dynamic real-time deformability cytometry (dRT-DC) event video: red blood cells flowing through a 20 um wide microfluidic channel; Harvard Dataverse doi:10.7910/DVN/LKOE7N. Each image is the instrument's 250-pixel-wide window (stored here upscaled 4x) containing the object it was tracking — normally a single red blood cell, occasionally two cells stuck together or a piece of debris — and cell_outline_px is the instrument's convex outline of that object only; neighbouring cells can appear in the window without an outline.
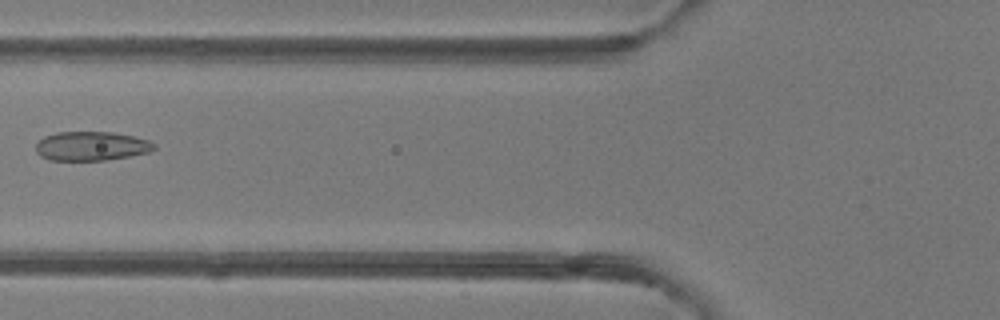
{"species": "common noctule bat (a hibernating species)", "species_latin": "Nyctalus noctula", "temperature_condition": "room temperature", "stored_images_in_passage": 8, "camera_frame_rate_fps": 3000, "um_per_image_px": 0.085, "animal": {"sex": "female"}, "frame": {"image": 1, "passage_image": 6, "time_ms": 6.0, "image_size_px": [1000, 320], "cell_outline_px": [[156, 148], [148, 152], [132, 156], [104, 160], [48, 160], [40, 156], [36, 152], [36, 144], [44, 136], [56, 132], [112, 132], [132, 136], [148, 140], [156, 144]], "centroid_in_image_um": [7.76, 12.42], "position_along_channel_um": 118.0, "area_um2": 20.11}}
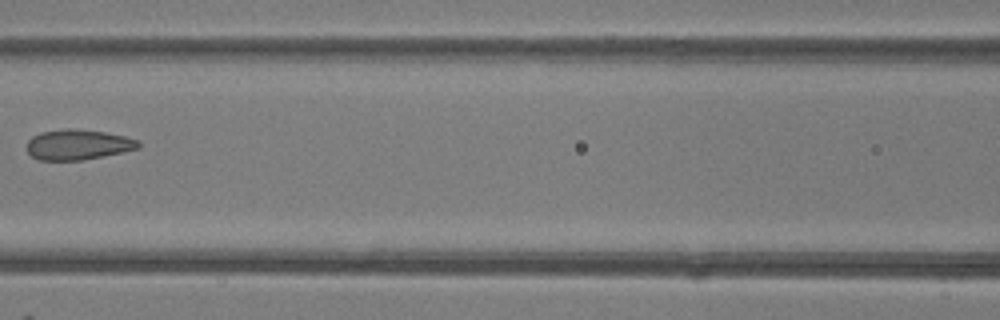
{"frame": {"image": 2, "passage_image": 7, "time_ms": 7.0, "image_size_px": [1000, 320], "cell_outline_px": [[140, 148], [80, 160], [40, 160], [32, 156], [28, 152], [28, 140], [32, 136], [40, 132], [64, 128], [72, 128], [104, 132], [124, 136], [140, 140]], "centroid_in_image_um": [6.61, 12.28], "position_along_channel_um": 160.0, "area_um2": 19.54}}
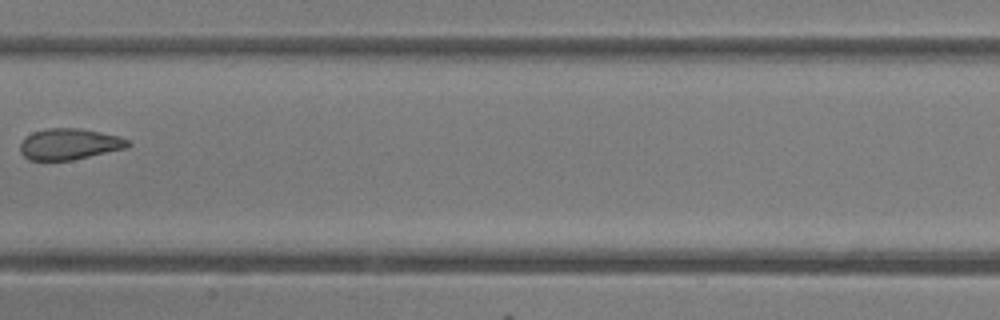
{"frame": {"image": 3, "passage_image": 8, "time_ms": 8.0, "image_size_px": [1000, 320], "cell_outline_px": [[132, 144], [128, 148], [72, 160], [28, 160], [20, 152], [20, 144], [32, 132], [48, 128], [80, 128], [120, 136], [128, 140]], "centroid_in_image_um": [5.93, 12.25], "position_along_channel_um": 201.5, "area_um2": 19.59}}